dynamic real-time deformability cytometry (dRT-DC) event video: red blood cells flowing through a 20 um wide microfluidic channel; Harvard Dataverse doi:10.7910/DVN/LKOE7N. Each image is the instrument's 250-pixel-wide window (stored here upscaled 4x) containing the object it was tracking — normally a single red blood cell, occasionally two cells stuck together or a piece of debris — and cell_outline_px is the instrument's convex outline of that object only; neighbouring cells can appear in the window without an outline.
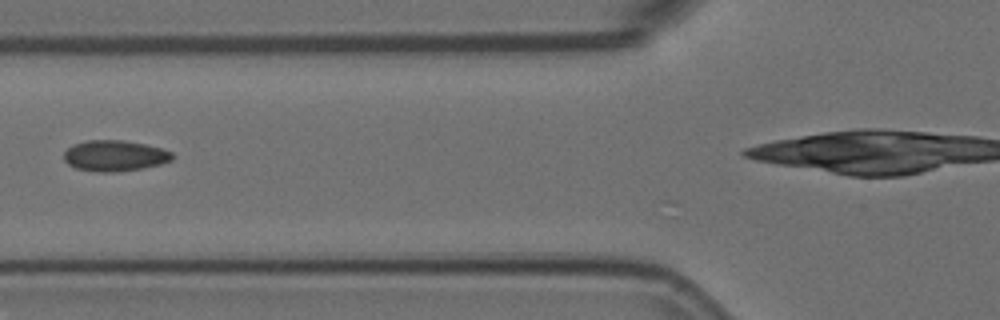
{"species": "Egyptian fruit bat (a non-hibernating species)", "species_latin": "Rousettus aegyptiacus", "temperature_condition": "room temperature", "stored_images_in_passage": 6, "camera_frame_rate_fps": 3000, "um_per_image_px": 0.085, "animal": {"sex": "female"}, "frame": {"image": 1, "passage_image": 4, "time_ms": 1.0, "image_size_px": [1000, 320], "cell_outline_px": [[172, 160], [160, 164], [144, 168], [112, 172], [96, 172], [76, 168], [68, 164], [64, 160], [64, 152], [68, 148], [76, 144], [88, 140], [124, 140], [144, 144], [160, 148], [172, 152]], "centroid_in_image_um": [9.74, 13.24], "position_along_channel_um": 116.1, "area_um2": 19.36}}
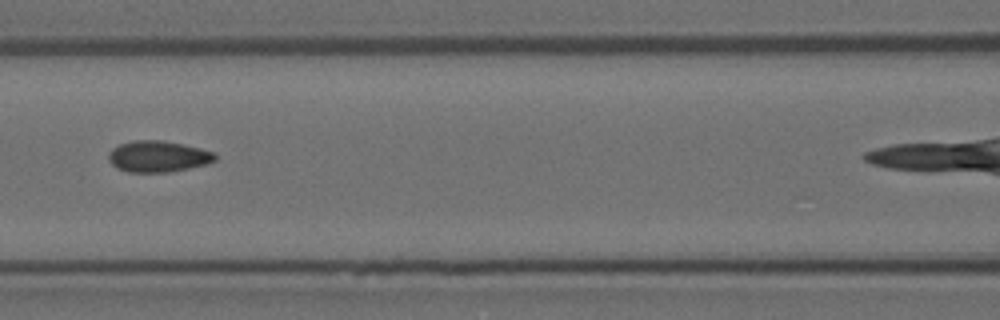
{"frame": {"image": 2, "passage_image": 5, "time_ms": 1.333, "image_size_px": [1000, 320], "cell_outline_px": [[216, 160], [208, 164], [168, 172], [128, 172], [116, 168], [108, 160], [108, 152], [112, 148], [120, 144], [132, 140], [164, 140], [200, 148], [212, 152], [216, 156]], "centroid_in_image_um": [13.4, 13.29], "position_along_channel_um": 153.2, "area_um2": 19.48}}